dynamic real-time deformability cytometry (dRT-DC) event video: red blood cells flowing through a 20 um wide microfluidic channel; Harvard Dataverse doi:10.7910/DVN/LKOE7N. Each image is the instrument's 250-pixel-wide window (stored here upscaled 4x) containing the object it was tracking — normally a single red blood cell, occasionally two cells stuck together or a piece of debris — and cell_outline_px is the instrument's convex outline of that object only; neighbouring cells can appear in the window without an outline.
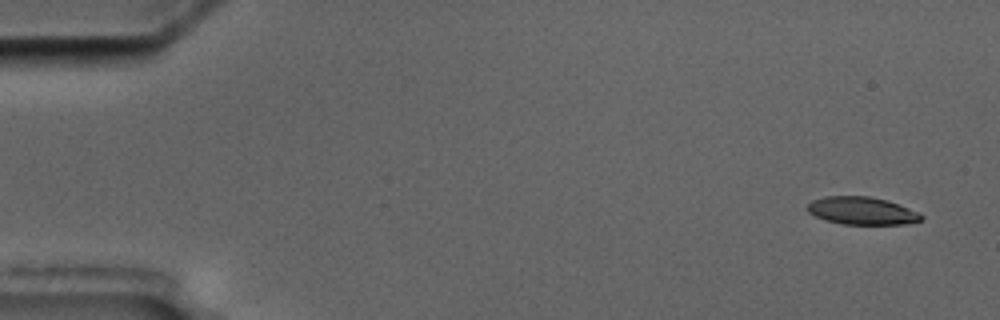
{"species": "common noctule bat (a hibernating species)", "species_latin": "Nyctalus noctula", "temperature_condition": "cold", "stored_images_in_passage": 6, "camera_frame_rate_fps": 3000, "um_per_image_px": 0.085, "animal": {"sex": "male", "body_mass_g": 17.5, "forearm_length_mm": 52.3}, "frame": {"image": 1, "passage_image": 1, "time_ms": 0.0, "image_size_px": [1000, 320], "cell_outline_px": [[924, 220], [904, 224], [844, 224], [824, 220], [808, 212], [804, 208], [812, 200], [824, 196], [868, 196], [888, 200], [920, 212], [924, 216]], "centroid_in_image_um": [73.27, 17.91], "position_along_channel_um": 11.7, "area_um2": 18.61}}
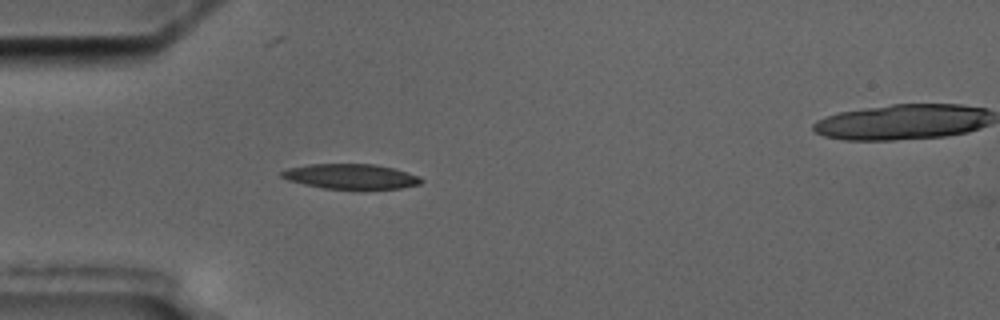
{"frame": {"image": 2, "passage_image": 5, "time_ms": 4.667, "image_size_px": [1000, 320], "cell_outline_px": [[424, 180], [420, 184], [400, 188], [364, 192], [324, 188], [304, 184], [288, 180], [280, 176], [280, 172], [288, 168], [308, 164], [376, 164], [408, 172], [420, 176]], "centroid_in_image_um": [29.87, 15.04], "position_along_channel_um": 55.1, "area_um2": 21.21}}